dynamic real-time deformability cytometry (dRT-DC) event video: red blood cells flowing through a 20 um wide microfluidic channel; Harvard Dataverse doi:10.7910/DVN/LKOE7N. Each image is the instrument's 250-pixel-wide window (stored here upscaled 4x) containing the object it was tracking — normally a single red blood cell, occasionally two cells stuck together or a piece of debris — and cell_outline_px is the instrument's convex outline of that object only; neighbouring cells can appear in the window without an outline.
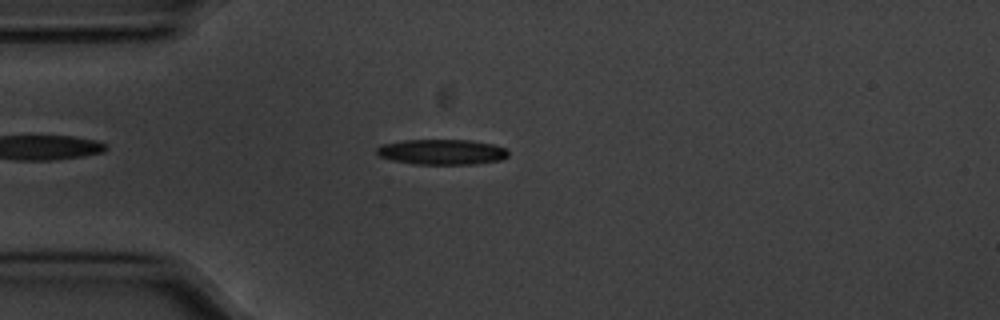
{"species": "common noctule bat (a hibernating species)", "species_latin": "Nyctalus noctula", "temperature_condition": "cold", "stored_images_in_passage": 49, "camera_frame_rate_fps": 3000, "um_per_image_px": 0.085, "animal": {"sex": "male", "body_mass_g": 20.1, "forearm_length_mm": 53.5}, "frame": {"image": 1, "passage_image": 8, "time_ms": 2.333, "image_size_px": [1000, 320], "cell_outline_px": [[508, 156], [500, 160], [472, 164], [412, 164], [392, 160], [380, 156], [376, 152], [376, 148], [380, 144], [404, 140], [472, 140], [492, 144], [508, 148]], "centroid_in_image_um": [37.55, 12.91], "position_along_channel_um": 47.4, "area_um2": 19.54}}
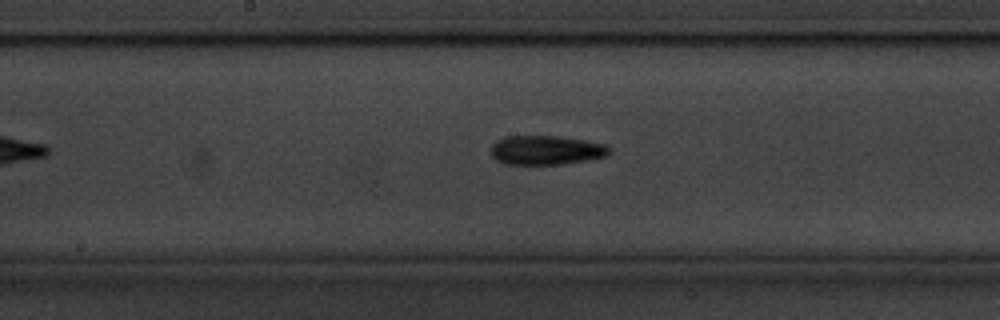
{"frame": {"image": 2, "passage_image": 22, "time_ms": 7.0, "image_size_px": [1000, 320], "cell_outline_px": [[612, 148], [608, 156], [560, 164], [504, 164], [496, 160], [492, 156], [492, 144], [496, 140], [504, 136], [556, 136], [584, 140], [604, 144]], "centroid_in_image_um": [46.4, 12.76], "position_along_channel_um": 201.8, "area_um2": 20.11}}
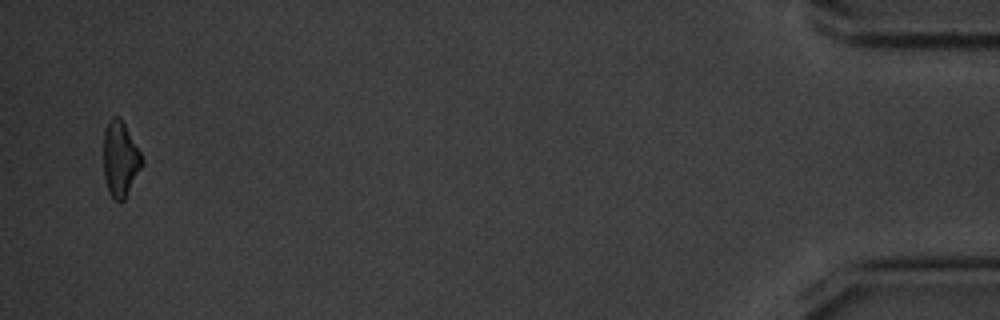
{"frame": {"image": 3, "passage_image": 48, "time_ms": 15.667, "image_size_px": [1000, 320], "cell_outline_px": [[144, 164], [124, 200], [116, 200], [108, 192], [104, 176], [104, 132], [108, 120], [112, 116], [120, 116], [140, 152], [144, 160]], "centroid_in_image_um": [10.23, 13.5], "position_along_channel_um": 425.0, "area_um2": 16.88}, "authors_computed_cell_mechanics": {"area_um2": 18.6116, "velocity_mm_per_s": 3.5655, "shape_relaxation_time_tau1_ms": 2.8989, "shape_relaxation_time_tau2_ms": null, "deformation_change_tau1": 0.101, "deformation_change_tau2": null}}